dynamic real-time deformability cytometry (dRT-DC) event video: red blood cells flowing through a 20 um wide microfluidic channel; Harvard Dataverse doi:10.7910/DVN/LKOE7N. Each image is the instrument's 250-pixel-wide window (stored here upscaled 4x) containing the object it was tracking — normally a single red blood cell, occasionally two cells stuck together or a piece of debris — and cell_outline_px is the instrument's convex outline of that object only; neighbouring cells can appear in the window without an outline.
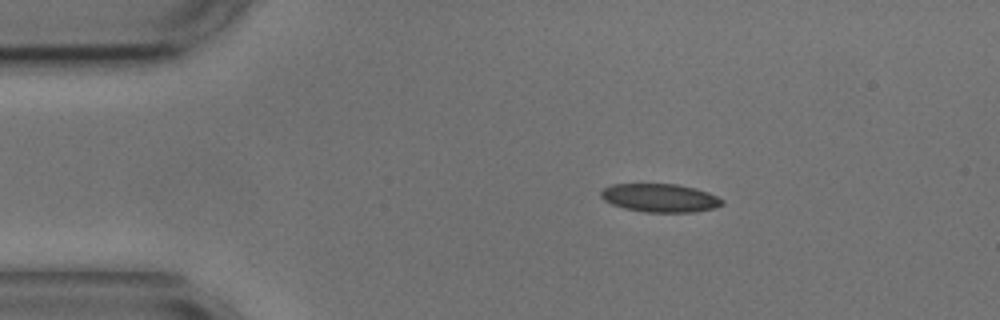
{"species": "common noctule bat (a hibernating species)", "species_latin": "Nyctalus noctula", "temperature_condition": "cold", "stored_images_in_passage": 9, "camera_frame_rate_fps": 3000, "um_per_image_px": 0.085, "animal": {"sex": "male", "body_mass_g": 17.9, "forearm_length_mm": 54.2}, "frame": {"image": 1, "passage_image": 1, "time_ms": 0.0, "image_size_px": [1000, 320], "cell_outline_px": [[724, 204], [712, 208], [692, 212], [648, 212], [624, 208], [612, 204], [604, 200], [600, 196], [600, 192], [604, 188], [612, 184], [676, 184], [696, 188], [708, 192], [724, 200]], "centroid_in_image_um": [56.1, 16.81], "position_along_channel_um": 28.9, "area_um2": 19.94}}
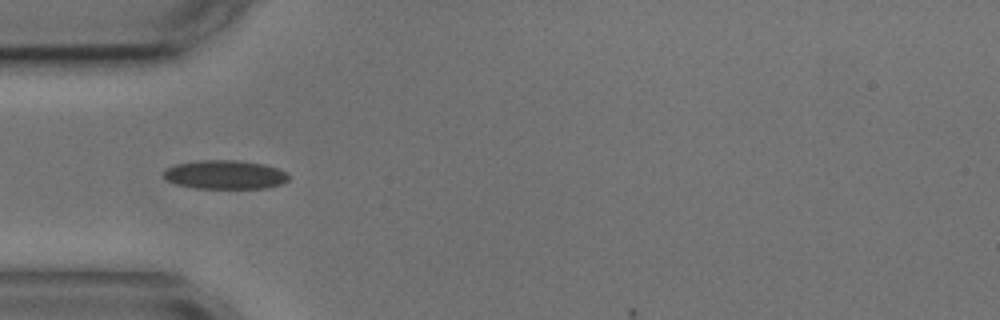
{"frame": {"image": 2, "passage_image": 3, "time_ms": 2.333, "image_size_px": [1000, 320], "cell_outline_px": [[288, 180], [280, 184], [268, 188], [196, 188], [176, 184], [168, 180], [164, 176], [164, 172], [168, 168], [176, 164], [200, 160], [236, 160], [264, 164], [288, 172]], "centroid_in_image_um": [19.16, 14.84], "position_along_channel_um": 65.8, "area_um2": 20.87}}